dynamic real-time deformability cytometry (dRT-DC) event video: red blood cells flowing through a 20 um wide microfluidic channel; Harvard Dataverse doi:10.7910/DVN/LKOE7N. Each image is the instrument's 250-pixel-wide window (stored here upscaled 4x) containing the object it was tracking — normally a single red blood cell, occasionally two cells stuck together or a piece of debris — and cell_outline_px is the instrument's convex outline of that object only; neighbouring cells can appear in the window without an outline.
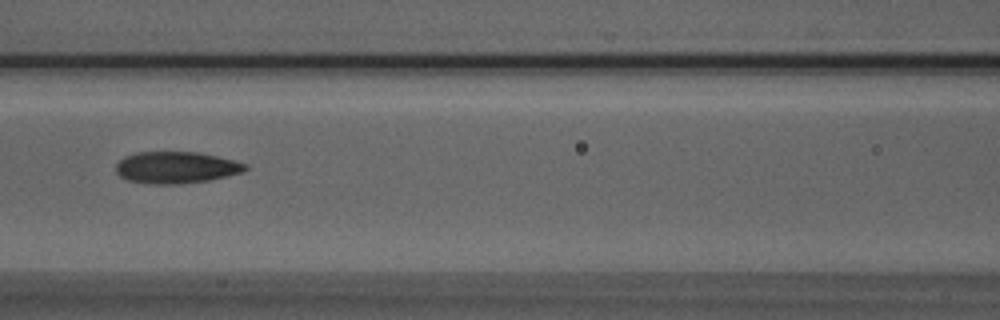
{"species": "Egyptian fruit bat (a non-hibernating species)", "species_latin": "Rousettus aegyptiacus", "temperature_condition": "room temperature", "stored_images_in_passage": 21, "camera_frame_rate_fps": 3000, "um_per_image_px": 0.085, "animal": {"sex": "male"}, "frame": {"image": 1, "passage_image": 7, "time_ms": 2.0, "image_size_px": [1000, 320], "cell_outline_px": [[248, 168], [244, 172], [208, 180], [176, 184], [152, 184], [128, 180], [120, 176], [116, 172], [116, 164], [124, 156], [136, 152], [196, 152], [216, 156], [248, 164]], "centroid_in_image_um": [14.96, 14.23], "position_along_channel_um": 151.6, "area_um2": 23.81}}
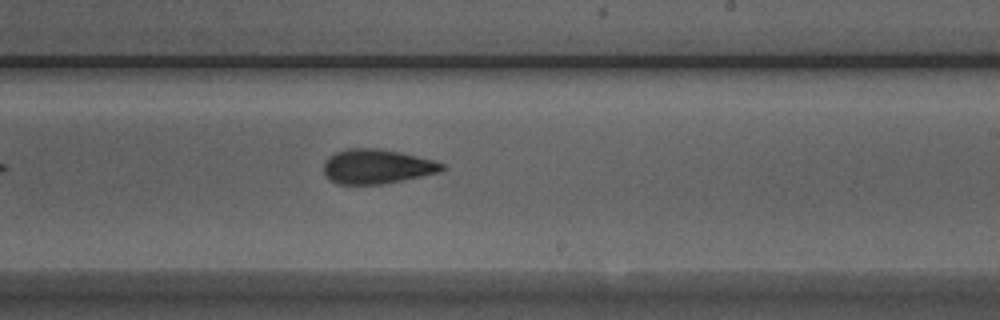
{"frame": {"image": 2, "passage_image": 15, "time_ms": 4.667, "image_size_px": [1000, 320], "cell_outline_px": [[448, 168], [440, 172], [384, 184], [336, 184], [328, 180], [324, 176], [324, 160], [332, 152], [348, 148], [380, 148], [400, 152], [432, 160], [444, 164]], "centroid_in_image_um": [31.98, 14.15], "position_along_channel_um": 257.0, "area_um2": 24.16}}
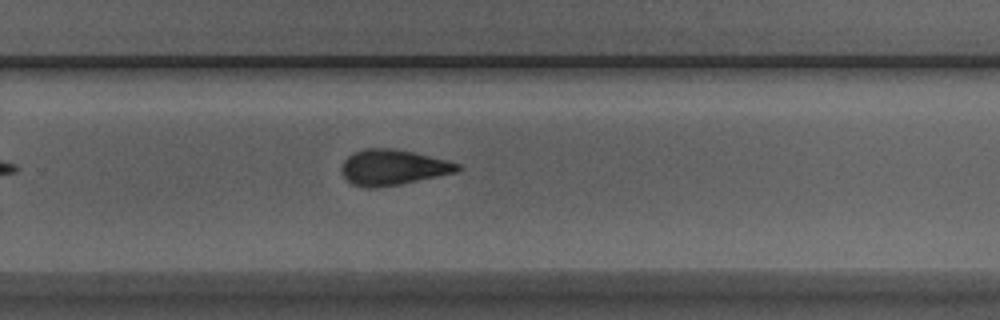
{"frame": {"image": 3, "passage_image": 18, "time_ms": 5.667, "image_size_px": [1000, 320], "cell_outline_px": [[464, 168], [456, 172], [400, 184], [376, 188], [364, 188], [352, 184], [344, 176], [340, 168], [344, 160], [352, 152], [364, 148], [392, 148], [412, 152], [460, 164]], "centroid_in_image_um": [33.35, 14.23], "position_along_channel_um": 296.4, "area_um2": 23.93}}